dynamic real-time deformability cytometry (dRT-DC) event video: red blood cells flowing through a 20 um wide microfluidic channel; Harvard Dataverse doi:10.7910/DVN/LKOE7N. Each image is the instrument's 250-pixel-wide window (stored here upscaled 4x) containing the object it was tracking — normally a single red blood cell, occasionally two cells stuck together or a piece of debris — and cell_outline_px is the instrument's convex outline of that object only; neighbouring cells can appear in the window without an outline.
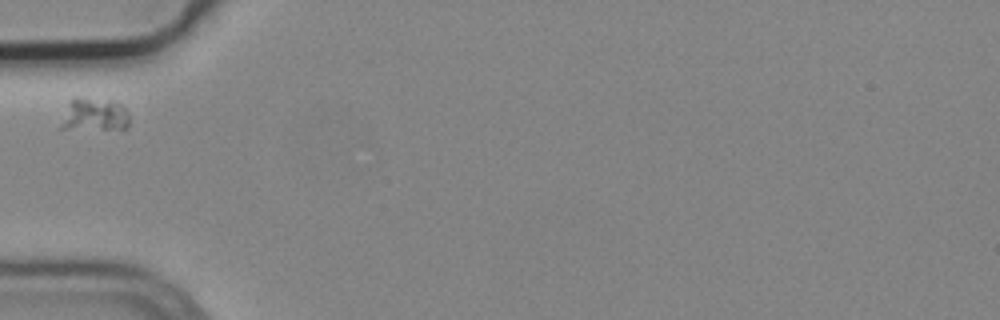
{"species": "common noctule bat (a hibernating species)", "species_latin": "Nyctalus noctula", "temperature_condition": "cold", "stored_images_in_passage": 1, "camera_frame_rate_fps": 3000, "um_per_image_px": 0.085, "animal": {"sex": "male", "body_mass_g": 19.2, "forearm_length_mm": 51.8}, "frame": {"image": 1, "passage_image": 1, "time_ms": 0.0, "image_size_px": [1000, 320], "cell_outline_px": [[128, 128], [56, 128], [72, 96], [76, 96], [116, 100], [124, 108], [128, 116]], "centroid_in_image_um": [7.96, 9.69], "position_along_channel_um": 77.0, "area_um2": 13.29}}